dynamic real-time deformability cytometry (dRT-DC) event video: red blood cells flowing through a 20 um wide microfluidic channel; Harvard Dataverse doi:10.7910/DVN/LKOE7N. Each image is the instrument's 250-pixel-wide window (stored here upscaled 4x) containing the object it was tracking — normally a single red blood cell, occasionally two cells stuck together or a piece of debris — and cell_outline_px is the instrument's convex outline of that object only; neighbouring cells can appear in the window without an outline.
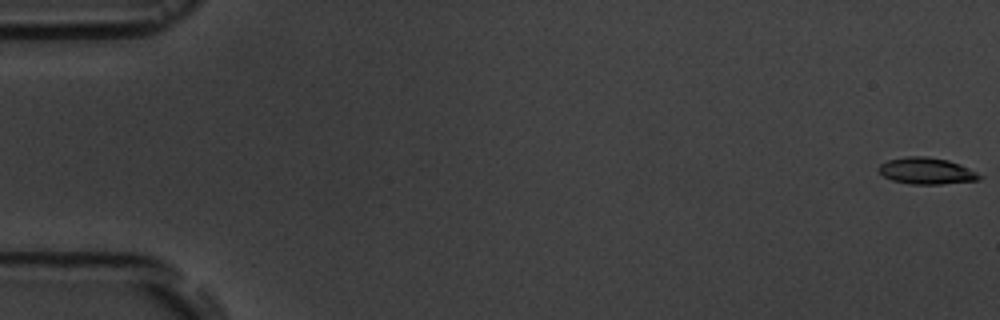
{"species": "common noctule bat (a hibernating species)", "species_latin": "Nyctalus noctula", "temperature_condition": "room temperature", "stored_images_in_passage": 7, "camera_frame_rate_fps": 3000, "um_per_image_px": 0.085, "animal": {"sex": "male", "body_mass_g": 19.5, "forearm_length_mm": 54.6}, "frame": {"image": 1, "passage_image": 1, "time_ms": 0.0, "image_size_px": [1000, 320], "cell_outline_px": [[984, 176], [980, 180], [940, 184], [908, 184], [892, 180], [884, 176], [876, 168], [880, 164], [888, 160], [908, 156], [928, 156], [948, 160], [960, 164]], "centroid_in_image_um": [78.76, 14.53], "position_along_channel_um": 6.2, "area_um2": 15.66}}
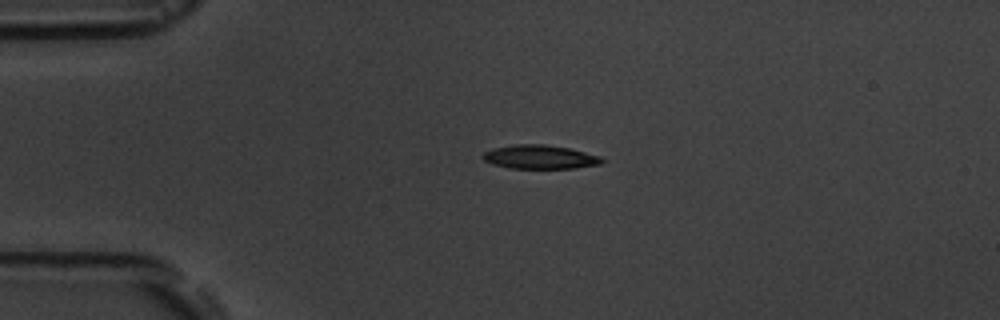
{"frame": {"image": 2, "passage_image": 5, "time_ms": 4.333, "image_size_px": [1000, 320], "cell_outline_px": [[604, 160], [600, 164], [572, 168], [508, 168], [492, 164], [484, 160], [480, 156], [484, 152], [492, 148], [516, 144], [544, 144], [568, 148], [600, 156]], "centroid_in_image_um": [45.83, 13.34], "position_along_channel_um": 39.2, "area_um2": 16.47}}
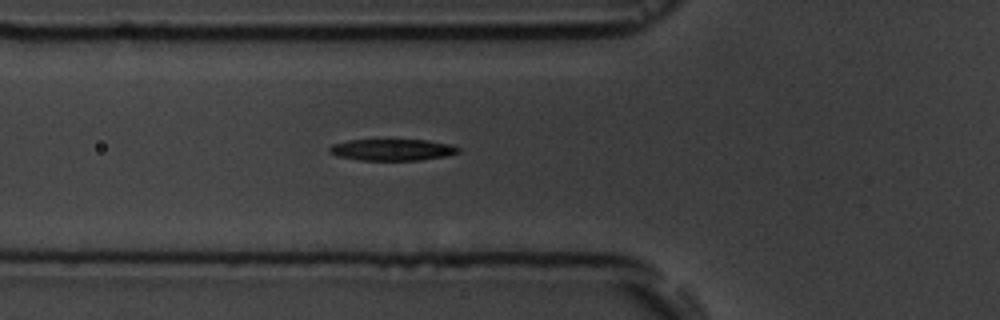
{"frame": {"image": 3, "passage_image": 7, "time_ms": 6.667, "image_size_px": [1000, 320], "cell_outline_px": [[460, 152], [444, 156], [420, 160], [360, 160], [340, 156], [328, 152], [328, 148], [332, 144], [348, 140], [428, 140], [448, 144], [460, 148]], "centroid_in_image_um": [33.32, 12.73], "position_along_channel_um": 92.5, "area_um2": 16.01}}